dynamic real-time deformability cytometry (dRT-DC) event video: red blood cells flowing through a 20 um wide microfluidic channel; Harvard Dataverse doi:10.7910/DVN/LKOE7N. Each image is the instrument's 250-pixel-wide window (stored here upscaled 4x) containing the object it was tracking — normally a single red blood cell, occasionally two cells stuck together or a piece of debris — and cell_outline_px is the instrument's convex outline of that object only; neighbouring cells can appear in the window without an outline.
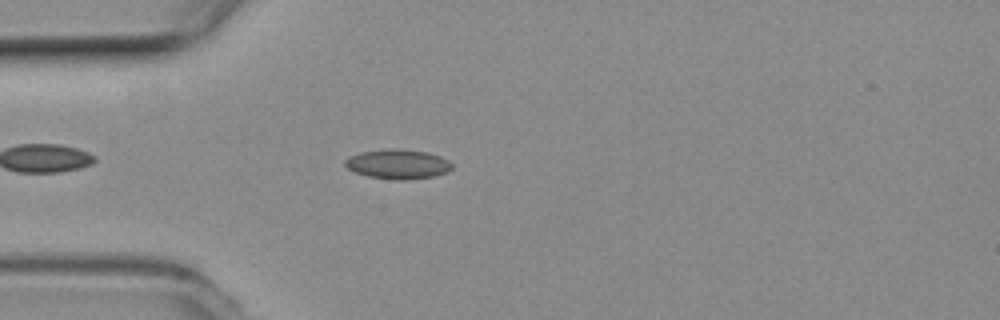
{"species": "common noctule bat (a hibernating species)", "species_latin": "Nyctalus noctula", "temperature_condition": "room temperature", "stored_images_in_passage": 45, "camera_frame_rate_fps": 3000, "um_per_image_px": 0.085, "animal": {"sex": "female", "body_mass_g": 19.3, "forearm_length_mm": 54.1}, "frame": {"image": 1, "passage_image": 6, "time_ms": 1.667, "image_size_px": [1000, 320], "cell_outline_px": [[452, 168], [448, 172], [432, 176], [408, 180], [396, 180], [368, 176], [356, 172], [348, 168], [344, 164], [344, 160], [348, 156], [360, 152], [392, 148], [400, 148], [428, 152], [440, 156], [448, 160], [452, 164]], "centroid_in_image_um": [33.82, 13.94], "position_along_channel_um": 51.2, "area_um2": 18.55}}
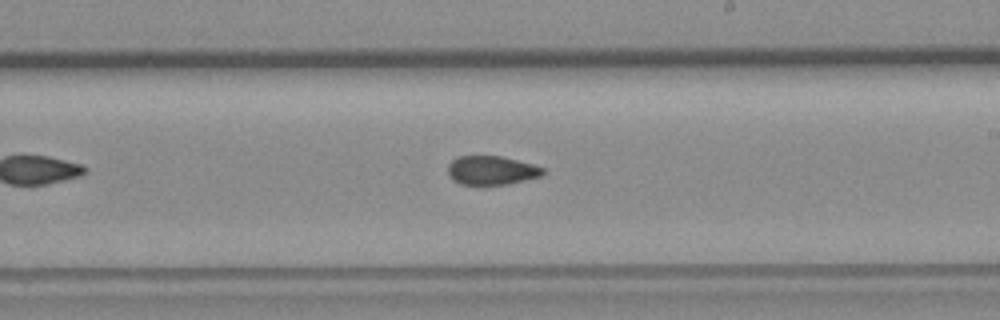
{"frame": {"image": 2, "passage_image": 22, "time_ms": 7.0, "image_size_px": [1000, 320], "cell_outline_px": [[544, 172], [540, 176], [508, 184], [460, 184], [452, 180], [448, 172], [448, 164], [456, 156], [500, 156], [532, 164], [544, 168]], "centroid_in_image_um": [41.74, 14.47], "position_along_channel_um": 247.3, "area_um2": 15.84}}
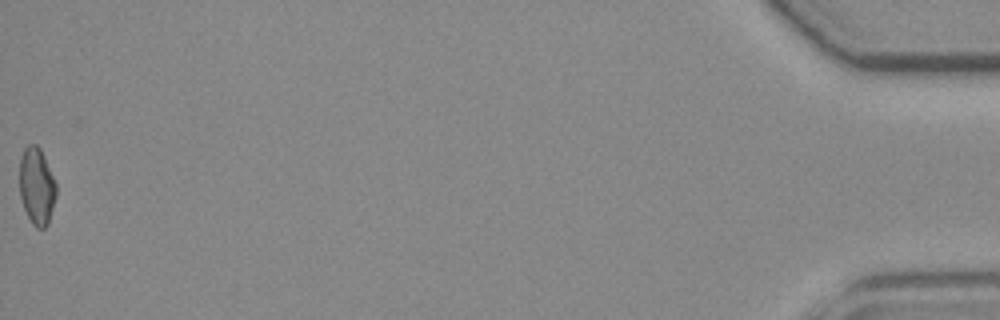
{"frame": {"image": 3, "passage_image": 45, "time_ms": 14.667, "image_size_px": [1000, 320], "cell_outline_px": [[56, 196], [48, 224], [44, 228], [36, 228], [32, 224], [24, 208], [20, 196], [20, 156], [24, 148], [28, 144], [36, 144], [40, 148], [44, 156], [56, 184]], "centroid_in_image_um": [3.12, 15.82], "position_along_channel_um": 432.1, "area_um2": 16.42}, "authors_computed_cell_mechanics": {"area_um2": 16.8776, "velocity_mm_per_s": 3.8275, "shape_relaxation_time_tau1_ms": null, "shape_relaxation_time_tau2_ms": 2.5422, "deformation_change_tau1": null, "deformation_change_tau2": 0.0619}}